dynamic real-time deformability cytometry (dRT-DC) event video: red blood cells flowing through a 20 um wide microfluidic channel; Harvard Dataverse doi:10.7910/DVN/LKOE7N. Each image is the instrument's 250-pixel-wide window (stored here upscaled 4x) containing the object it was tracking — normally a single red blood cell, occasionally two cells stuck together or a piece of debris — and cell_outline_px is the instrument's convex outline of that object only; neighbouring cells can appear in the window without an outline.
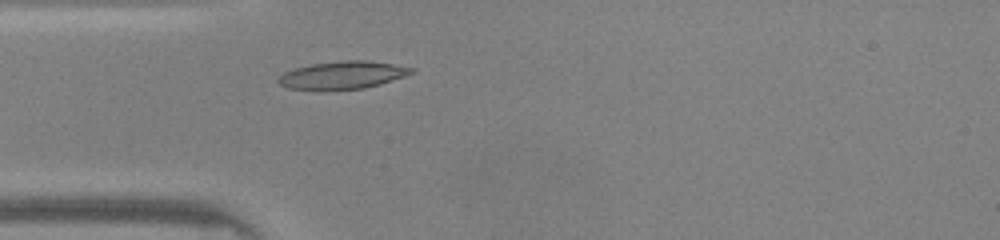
{"species": "common noctule bat (a hibernating species)", "species_latin": "Nyctalus noctula", "temperature_condition": "warm", "stored_images_in_passage": 35, "camera_frame_rate_fps": 3000, "um_per_image_px": 0.085, "animal": {"sex": "male", "body_mass_g": 20.0, "forearm_length_mm": 53.3}, "frame": {"image": 1, "passage_image": 8, "time_ms": 2.333, "image_size_px": [1000, 240], "cell_outline_px": [[416, 72], [380, 84], [364, 88], [320, 92], [316, 92], [288, 88], [280, 84], [276, 80], [284, 72], [296, 68], [312, 64], [340, 60], [368, 60], [416, 68]], "centroid_in_image_um": [29.09, 6.41], "position_along_channel_um": 55.9, "area_um2": 22.08}}
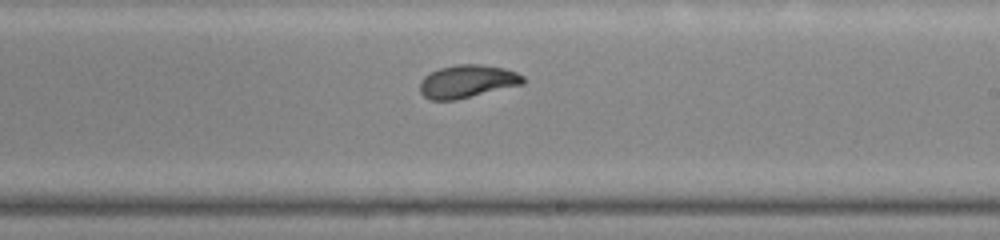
{"frame": {"image": 2, "passage_image": 22, "time_ms": 7.0, "image_size_px": [1000, 240], "cell_outline_px": [[524, 84], [456, 100], [432, 100], [424, 96], [420, 92], [420, 80], [424, 76], [440, 68], [456, 64], [480, 64], [504, 68], [516, 72], [524, 76]], "centroid_in_image_um": [39.72, 6.92], "position_along_channel_um": 249.3, "area_um2": 19.83}}
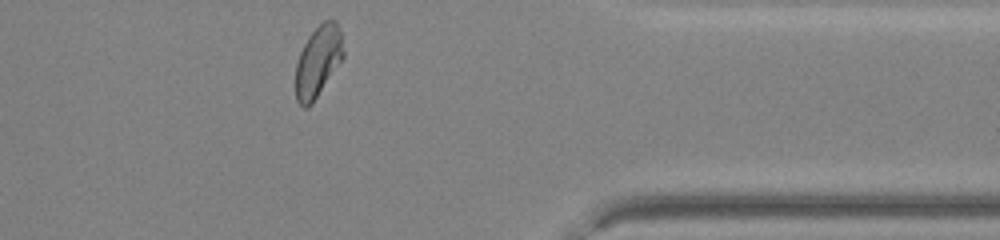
{"frame": {"image": 3, "passage_image": 33, "time_ms": 10.667, "image_size_px": [1000, 240], "cell_outline_px": [[344, 56], [312, 104], [308, 108], [304, 108], [296, 100], [296, 64], [300, 52], [308, 36], [324, 20], [336, 20], [340, 28], [344, 52]], "centroid_in_image_um": [27.04, 5.21], "position_along_channel_um": 384.4, "area_um2": 19.65}, "authors_computed_cell_mechanics": {"area_um2": 19.8832, "velocity_mm_per_s": 4.2034, "shape_relaxation_time_tau1_ms": 4.3995, "shape_relaxation_time_tau2_ms": 0.66, "deformation_change_tau1": 0.2082, "deformation_change_tau2": 0.0605}}